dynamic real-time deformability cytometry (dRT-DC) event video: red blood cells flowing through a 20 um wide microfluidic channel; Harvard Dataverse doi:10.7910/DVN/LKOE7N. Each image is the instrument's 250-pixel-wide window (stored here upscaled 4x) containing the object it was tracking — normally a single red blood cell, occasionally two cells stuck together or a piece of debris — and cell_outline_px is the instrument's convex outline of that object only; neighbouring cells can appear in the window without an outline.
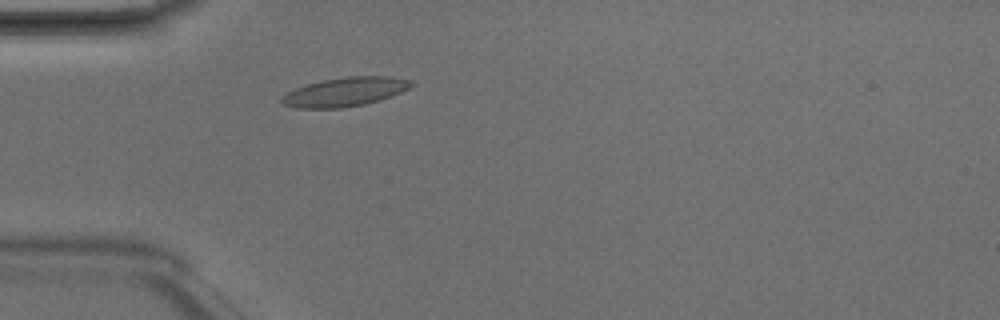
{"species": "Egyptian fruit bat (a non-hibernating species)", "species_latin": "Rousettus aegyptiacus", "temperature_condition": "room temperature", "stored_images_in_passage": 3, "camera_frame_rate_fps": 3000, "um_per_image_px": 0.085, "animal": {"sex": "male"}, "frame": {"image": 1, "passage_image": 3, "time_ms": 0.667, "image_size_px": [1000, 320], "cell_outline_px": [[416, 84], [400, 92], [380, 100], [364, 104], [340, 108], [296, 108], [280, 104], [280, 96], [296, 88], [308, 84], [324, 80], [348, 76], [388, 76], [412, 80]], "centroid_in_image_um": [29.31, 7.81], "position_along_channel_um": 55.7, "area_um2": 21.85}}